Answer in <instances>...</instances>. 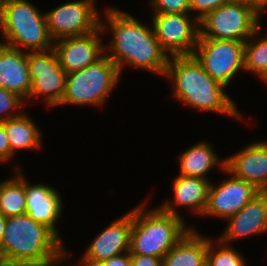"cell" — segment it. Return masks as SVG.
Listing matches in <instances>:
<instances>
[{
  "label": "cell",
  "instance_id": "1",
  "mask_svg": "<svg viewBox=\"0 0 267 266\" xmlns=\"http://www.w3.org/2000/svg\"><path fill=\"white\" fill-rule=\"evenodd\" d=\"M105 17L107 22L101 20L103 35L109 29L113 36L105 45V54L117 65L120 74L127 64L164 77L170 57L161 48L153 26L150 29L128 13L111 7Z\"/></svg>",
  "mask_w": 267,
  "mask_h": 266
},
{
  "label": "cell",
  "instance_id": "2",
  "mask_svg": "<svg viewBox=\"0 0 267 266\" xmlns=\"http://www.w3.org/2000/svg\"><path fill=\"white\" fill-rule=\"evenodd\" d=\"M164 77L174 81L172 95L189 107L242 119L236 103L224 92L226 86L213 79L194 55L170 57Z\"/></svg>",
  "mask_w": 267,
  "mask_h": 266
},
{
  "label": "cell",
  "instance_id": "3",
  "mask_svg": "<svg viewBox=\"0 0 267 266\" xmlns=\"http://www.w3.org/2000/svg\"><path fill=\"white\" fill-rule=\"evenodd\" d=\"M63 245L51 229L25 213L6 218L0 257L31 261L39 266H58L69 257Z\"/></svg>",
  "mask_w": 267,
  "mask_h": 266
},
{
  "label": "cell",
  "instance_id": "4",
  "mask_svg": "<svg viewBox=\"0 0 267 266\" xmlns=\"http://www.w3.org/2000/svg\"><path fill=\"white\" fill-rule=\"evenodd\" d=\"M145 206L143 203L132 209L129 252L163 259L192 228H186L181 216Z\"/></svg>",
  "mask_w": 267,
  "mask_h": 266
},
{
  "label": "cell",
  "instance_id": "5",
  "mask_svg": "<svg viewBox=\"0 0 267 266\" xmlns=\"http://www.w3.org/2000/svg\"><path fill=\"white\" fill-rule=\"evenodd\" d=\"M0 31L1 43L27 52L49 50L54 45L45 13L27 0H0Z\"/></svg>",
  "mask_w": 267,
  "mask_h": 266
},
{
  "label": "cell",
  "instance_id": "6",
  "mask_svg": "<svg viewBox=\"0 0 267 266\" xmlns=\"http://www.w3.org/2000/svg\"><path fill=\"white\" fill-rule=\"evenodd\" d=\"M120 76L117 65L105 54L96 63L67 74L60 106H102Z\"/></svg>",
  "mask_w": 267,
  "mask_h": 266
},
{
  "label": "cell",
  "instance_id": "7",
  "mask_svg": "<svg viewBox=\"0 0 267 266\" xmlns=\"http://www.w3.org/2000/svg\"><path fill=\"white\" fill-rule=\"evenodd\" d=\"M260 13L244 0H229L199 21V39L245 42L260 24Z\"/></svg>",
  "mask_w": 267,
  "mask_h": 266
},
{
  "label": "cell",
  "instance_id": "8",
  "mask_svg": "<svg viewBox=\"0 0 267 266\" xmlns=\"http://www.w3.org/2000/svg\"><path fill=\"white\" fill-rule=\"evenodd\" d=\"M245 42L198 39L193 55L213 78L228 86L236 73L244 71Z\"/></svg>",
  "mask_w": 267,
  "mask_h": 266
},
{
  "label": "cell",
  "instance_id": "9",
  "mask_svg": "<svg viewBox=\"0 0 267 266\" xmlns=\"http://www.w3.org/2000/svg\"><path fill=\"white\" fill-rule=\"evenodd\" d=\"M27 61L31 79L29 99L42 95L47 106H59L65 92L67 73L61 68L54 48L28 51Z\"/></svg>",
  "mask_w": 267,
  "mask_h": 266
},
{
  "label": "cell",
  "instance_id": "10",
  "mask_svg": "<svg viewBox=\"0 0 267 266\" xmlns=\"http://www.w3.org/2000/svg\"><path fill=\"white\" fill-rule=\"evenodd\" d=\"M96 0H76L59 5L45 13L49 35L53 41L82 36L101 26Z\"/></svg>",
  "mask_w": 267,
  "mask_h": 266
},
{
  "label": "cell",
  "instance_id": "11",
  "mask_svg": "<svg viewBox=\"0 0 267 266\" xmlns=\"http://www.w3.org/2000/svg\"><path fill=\"white\" fill-rule=\"evenodd\" d=\"M152 25L161 48L172 56L193 55L200 36L199 21L190 13H153Z\"/></svg>",
  "mask_w": 267,
  "mask_h": 266
},
{
  "label": "cell",
  "instance_id": "12",
  "mask_svg": "<svg viewBox=\"0 0 267 266\" xmlns=\"http://www.w3.org/2000/svg\"><path fill=\"white\" fill-rule=\"evenodd\" d=\"M223 172L230 175L218 186L210 183L208 201L203 216L227 219L238 213L260 190L252 183L235 177L226 168Z\"/></svg>",
  "mask_w": 267,
  "mask_h": 266
},
{
  "label": "cell",
  "instance_id": "13",
  "mask_svg": "<svg viewBox=\"0 0 267 266\" xmlns=\"http://www.w3.org/2000/svg\"><path fill=\"white\" fill-rule=\"evenodd\" d=\"M101 26L89 34L65 37L54 41L53 48L59 58L61 68L67 73L79 71L96 63L105 55V45L99 35Z\"/></svg>",
  "mask_w": 267,
  "mask_h": 266
},
{
  "label": "cell",
  "instance_id": "14",
  "mask_svg": "<svg viewBox=\"0 0 267 266\" xmlns=\"http://www.w3.org/2000/svg\"><path fill=\"white\" fill-rule=\"evenodd\" d=\"M132 210L105 228L84 253L80 266H97L103 260L130 250Z\"/></svg>",
  "mask_w": 267,
  "mask_h": 266
},
{
  "label": "cell",
  "instance_id": "15",
  "mask_svg": "<svg viewBox=\"0 0 267 266\" xmlns=\"http://www.w3.org/2000/svg\"><path fill=\"white\" fill-rule=\"evenodd\" d=\"M225 160V168L235 177L260 191L267 189V141H255Z\"/></svg>",
  "mask_w": 267,
  "mask_h": 266
},
{
  "label": "cell",
  "instance_id": "16",
  "mask_svg": "<svg viewBox=\"0 0 267 266\" xmlns=\"http://www.w3.org/2000/svg\"><path fill=\"white\" fill-rule=\"evenodd\" d=\"M226 220L227 228L218 240L227 245L233 240L267 233V195L260 191L238 213Z\"/></svg>",
  "mask_w": 267,
  "mask_h": 266
},
{
  "label": "cell",
  "instance_id": "17",
  "mask_svg": "<svg viewBox=\"0 0 267 266\" xmlns=\"http://www.w3.org/2000/svg\"><path fill=\"white\" fill-rule=\"evenodd\" d=\"M25 178L26 213L36 222L51 229L59 238L56 224L61 217L62 200L59 193L46 184L30 185Z\"/></svg>",
  "mask_w": 267,
  "mask_h": 266
},
{
  "label": "cell",
  "instance_id": "18",
  "mask_svg": "<svg viewBox=\"0 0 267 266\" xmlns=\"http://www.w3.org/2000/svg\"><path fill=\"white\" fill-rule=\"evenodd\" d=\"M0 87L18 94L25 101L31 91L27 51L0 42Z\"/></svg>",
  "mask_w": 267,
  "mask_h": 266
},
{
  "label": "cell",
  "instance_id": "19",
  "mask_svg": "<svg viewBox=\"0 0 267 266\" xmlns=\"http://www.w3.org/2000/svg\"><path fill=\"white\" fill-rule=\"evenodd\" d=\"M210 183L209 179L179 175L173 182L174 201H165L159 207L164 212L181 216L178 207L186 206L202 216L207 206Z\"/></svg>",
  "mask_w": 267,
  "mask_h": 266
},
{
  "label": "cell",
  "instance_id": "20",
  "mask_svg": "<svg viewBox=\"0 0 267 266\" xmlns=\"http://www.w3.org/2000/svg\"><path fill=\"white\" fill-rule=\"evenodd\" d=\"M208 236L192 228L164 257L163 266H205Z\"/></svg>",
  "mask_w": 267,
  "mask_h": 266
},
{
  "label": "cell",
  "instance_id": "21",
  "mask_svg": "<svg viewBox=\"0 0 267 266\" xmlns=\"http://www.w3.org/2000/svg\"><path fill=\"white\" fill-rule=\"evenodd\" d=\"M226 160L218 159L212 144L199 142L185 150L179 158V175L207 179L206 176L216 165L223 171Z\"/></svg>",
  "mask_w": 267,
  "mask_h": 266
},
{
  "label": "cell",
  "instance_id": "22",
  "mask_svg": "<svg viewBox=\"0 0 267 266\" xmlns=\"http://www.w3.org/2000/svg\"><path fill=\"white\" fill-rule=\"evenodd\" d=\"M11 148V158L17 150L39 149L42 144V133L39 127L24 112L15 118L1 122ZM13 155V156H12Z\"/></svg>",
  "mask_w": 267,
  "mask_h": 266
},
{
  "label": "cell",
  "instance_id": "23",
  "mask_svg": "<svg viewBox=\"0 0 267 266\" xmlns=\"http://www.w3.org/2000/svg\"><path fill=\"white\" fill-rule=\"evenodd\" d=\"M15 169L14 177L0 182V212L6 218L26 213L25 175Z\"/></svg>",
  "mask_w": 267,
  "mask_h": 266
},
{
  "label": "cell",
  "instance_id": "24",
  "mask_svg": "<svg viewBox=\"0 0 267 266\" xmlns=\"http://www.w3.org/2000/svg\"><path fill=\"white\" fill-rule=\"evenodd\" d=\"M260 30L259 24L253 35L245 41L244 71L255 73L267 84V34L260 37Z\"/></svg>",
  "mask_w": 267,
  "mask_h": 266
},
{
  "label": "cell",
  "instance_id": "25",
  "mask_svg": "<svg viewBox=\"0 0 267 266\" xmlns=\"http://www.w3.org/2000/svg\"><path fill=\"white\" fill-rule=\"evenodd\" d=\"M216 249L213 240L208 238L206 266H245L246 262L241 253L234 247L218 240ZM220 245V246H219ZM219 246V247H218ZM218 247V249H217Z\"/></svg>",
  "mask_w": 267,
  "mask_h": 266
},
{
  "label": "cell",
  "instance_id": "26",
  "mask_svg": "<svg viewBox=\"0 0 267 266\" xmlns=\"http://www.w3.org/2000/svg\"><path fill=\"white\" fill-rule=\"evenodd\" d=\"M24 101L18 94L0 87V122L20 116L22 111L17 113L15 109L25 106Z\"/></svg>",
  "mask_w": 267,
  "mask_h": 266
},
{
  "label": "cell",
  "instance_id": "27",
  "mask_svg": "<svg viewBox=\"0 0 267 266\" xmlns=\"http://www.w3.org/2000/svg\"><path fill=\"white\" fill-rule=\"evenodd\" d=\"M155 13H189L190 0H150Z\"/></svg>",
  "mask_w": 267,
  "mask_h": 266
},
{
  "label": "cell",
  "instance_id": "28",
  "mask_svg": "<svg viewBox=\"0 0 267 266\" xmlns=\"http://www.w3.org/2000/svg\"><path fill=\"white\" fill-rule=\"evenodd\" d=\"M228 1L229 0H190V8L191 12L198 13L195 18L200 21L209 12H212Z\"/></svg>",
  "mask_w": 267,
  "mask_h": 266
},
{
  "label": "cell",
  "instance_id": "29",
  "mask_svg": "<svg viewBox=\"0 0 267 266\" xmlns=\"http://www.w3.org/2000/svg\"><path fill=\"white\" fill-rule=\"evenodd\" d=\"M131 266H163V259L152 256L130 254Z\"/></svg>",
  "mask_w": 267,
  "mask_h": 266
},
{
  "label": "cell",
  "instance_id": "30",
  "mask_svg": "<svg viewBox=\"0 0 267 266\" xmlns=\"http://www.w3.org/2000/svg\"><path fill=\"white\" fill-rule=\"evenodd\" d=\"M11 159V148L6 135L4 125L0 122V162H7Z\"/></svg>",
  "mask_w": 267,
  "mask_h": 266
},
{
  "label": "cell",
  "instance_id": "31",
  "mask_svg": "<svg viewBox=\"0 0 267 266\" xmlns=\"http://www.w3.org/2000/svg\"><path fill=\"white\" fill-rule=\"evenodd\" d=\"M97 266H131L130 252L103 260Z\"/></svg>",
  "mask_w": 267,
  "mask_h": 266
},
{
  "label": "cell",
  "instance_id": "32",
  "mask_svg": "<svg viewBox=\"0 0 267 266\" xmlns=\"http://www.w3.org/2000/svg\"><path fill=\"white\" fill-rule=\"evenodd\" d=\"M0 266H39L31 261L9 260L0 257Z\"/></svg>",
  "mask_w": 267,
  "mask_h": 266
},
{
  "label": "cell",
  "instance_id": "33",
  "mask_svg": "<svg viewBox=\"0 0 267 266\" xmlns=\"http://www.w3.org/2000/svg\"><path fill=\"white\" fill-rule=\"evenodd\" d=\"M252 5L261 15L267 7V0H244Z\"/></svg>",
  "mask_w": 267,
  "mask_h": 266
},
{
  "label": "cell",
  "instance_id": "34",
  "mask_svg": "<svg viewBox=\"0 0 267 266\" xmlns=\"http://www.w3.org/2000/svg\"><path fill=\"white\" fill-rule=\"evenodd\" d=\"M6 217L0 212V244L5 230Z\"/></svg>",
  "mask_w": 267,
  "mask_h": 266
}]
</instances>
